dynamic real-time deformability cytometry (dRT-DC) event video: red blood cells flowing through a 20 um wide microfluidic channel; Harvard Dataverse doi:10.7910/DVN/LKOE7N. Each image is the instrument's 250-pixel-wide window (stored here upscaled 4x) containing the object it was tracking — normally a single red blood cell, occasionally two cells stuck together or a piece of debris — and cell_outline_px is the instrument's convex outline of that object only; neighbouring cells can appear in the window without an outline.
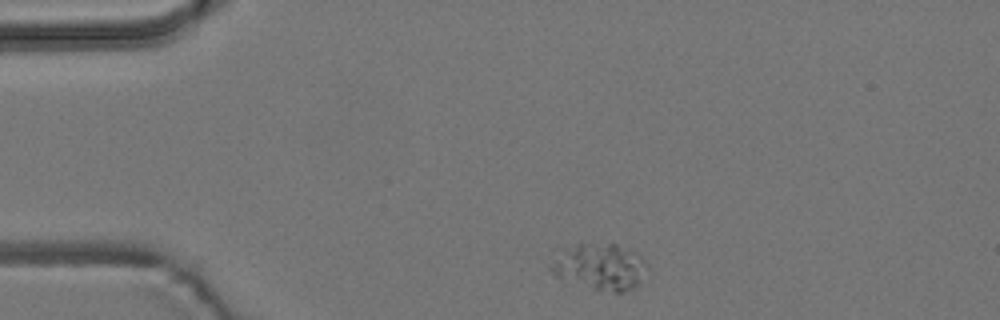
{"species": "common noctule bat (a hibernating species)", "species_latin": "Nyctalus noctula", "temperature_condition": "room temperature", "stored_images_in_passage": 4, "camera_frame_rate_fps": 3000, "um_per_image_px": 0.085, "animal": {"sex": "male", "body_mass_g": 19.2, "forearm_length_mm": 51.8}, "frame": {"image": 1, "passage_image": 1, "time_ms": 0.0, "image_size_px": [1000, 320], "cell_outline_px": [[648, 268], [640, 284], [624, 292], [596, 292], [556, 276], [548, 268], [548, 264], [556, 248], [580, 244], [616, 244], [640, 256], [644, 260]], "centroid_in_image_um": [50.9, 22.69], "position_along_channel_um": 34.1, "area_um2": 26.76}}
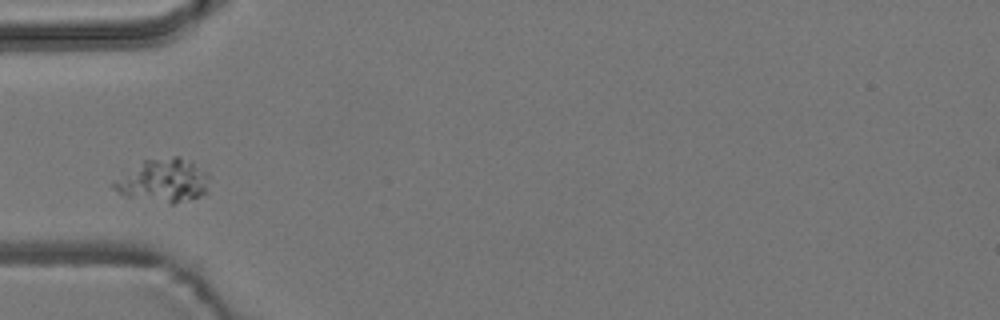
{"frame": {"image": 2, "passage_image": 3, "time_ms": 2.333, "image_size_px": [1000, 320], "cell_outline_px": [[208, 192], [200, 196], [172, 204], [168, 204], [124, 196], [112, 184], [112, 180], [144, 160], [172, 156], [180, 156], [192, 160], [208, 172]], "centroid_in_image_um": [13.93, 15.34], "position_along_channel_um": 71.1, "area_um2": 24.45}}
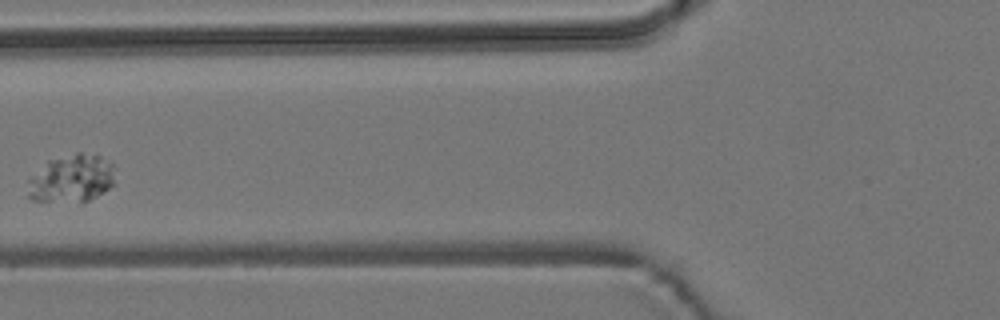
{"frame": {"image": 3, "passage_image": 4, "time_ms": 3.667, "image_size_px": [1000, 320], "cell_outline_px": [[116, 184], [104, 192], [88, 200], [32, 200], [28, 196], [28, 180], [48, 160], [76, 152], [80, 152], [100, 156], [112, 164]], "centroid_in_image_um": [6.11, 15.15], "position_along_channel_um": 119.7, "area_um2": 23.93}}